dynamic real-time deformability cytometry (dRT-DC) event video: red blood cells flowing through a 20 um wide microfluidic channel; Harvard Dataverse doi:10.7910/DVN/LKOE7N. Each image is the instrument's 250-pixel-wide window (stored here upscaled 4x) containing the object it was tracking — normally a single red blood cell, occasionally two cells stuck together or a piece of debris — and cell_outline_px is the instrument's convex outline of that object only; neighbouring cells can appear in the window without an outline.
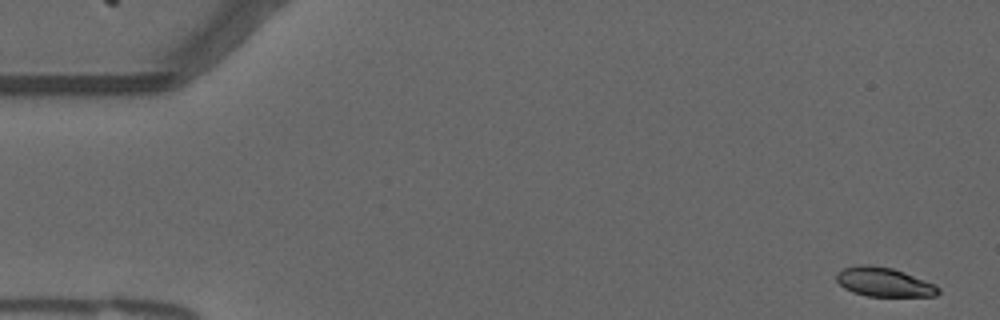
{"species": "common noctule bat (a hibernating species)", "species_latin": "Nyctalus noctula", "temperature_condition": "warm", "stored_images_in_passage": 54, "camera_frame_rate_fps": 3000, "um_per_image_px": 0.085, "animal": {"sex": "male", "forearm_length_mm": 52.5}, "frame": {"image": 1, "passage_image": 1, "time_ms": 0.0, "image_size_px": [1000, 320], "cell_outline_px": [[940, 292], [936, 296], [868, 296], [852, 292], [844, 288], [836, 280], [836, 276], [844, 268], [860, 264], [868, 264], [892, 268], [904, 272], [936, 284], [940, 288]], "centroid_in_image_um": [75.17, 23.98], "position_along_channel_um": 9.8, "area_um2": 17.28}}
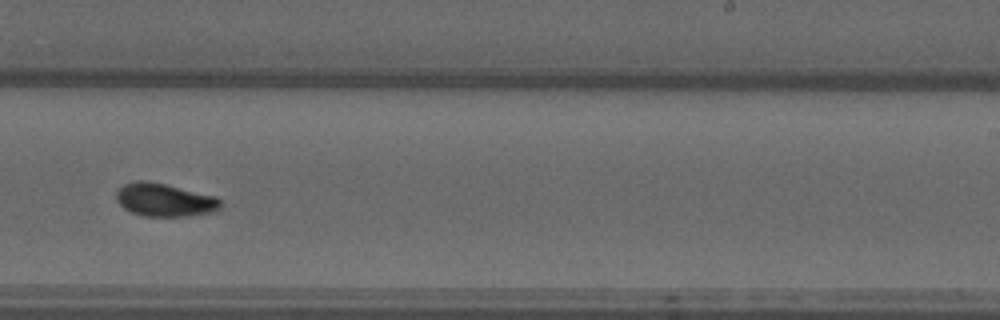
{"frame": {"image": 2, "passage_image": 33, "time_ms": 10.667, "image_size_px": [1000, 320], "cell_outline_px": [[220, 208], [216, 212], [188, 216], [144, 216], [132, 212], [124, 208], [116, 200], [116, 192], [124, 184], [140, 180], [148, 180], [216, 196], [220, 200]], "centroid_in_image_um": [14.0, 17.0], "position_along_channel_um": 275.0, "area_um2": 20.11}}
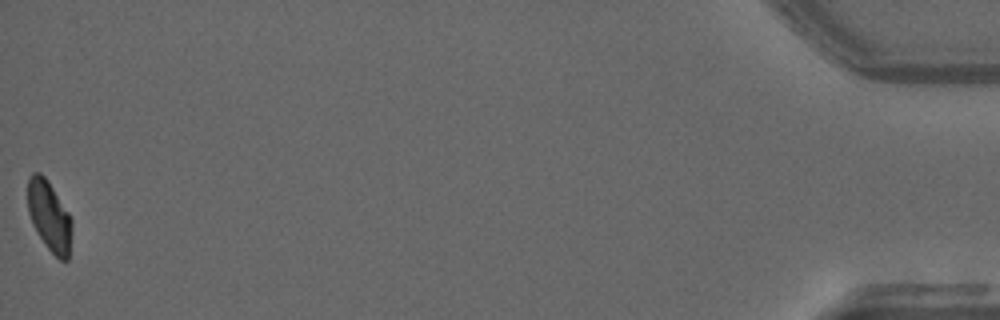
{"frame": {"image": 3, "passage_image": 54, "time_ms": 17.667, "image_size_px": [1000, 320], "cell_outline_px": [[72, 224], [68, 260], [60, 260], [48, 248], [32, 224], [28, 212], [28, 176], [32, 172], [40, 172], [48, 180], [68, 212], [72, 220]], "centroid_in_image_um": [4.18, 18.33], "position_along_channel_um": 431.0, "area_um2": 17.92}, "authors_computed_cell_mechanics": {"area_um2": 18.9006, "velocity_mm_per_s": 3.7129, "shape_relaxation_time_tau1_ms": 6.332, "shape_relaxation_time_tau2_ms": 2.9422, "deformation_change_tau1": 0.178, "deformation_change_tau2": 0.0648}}